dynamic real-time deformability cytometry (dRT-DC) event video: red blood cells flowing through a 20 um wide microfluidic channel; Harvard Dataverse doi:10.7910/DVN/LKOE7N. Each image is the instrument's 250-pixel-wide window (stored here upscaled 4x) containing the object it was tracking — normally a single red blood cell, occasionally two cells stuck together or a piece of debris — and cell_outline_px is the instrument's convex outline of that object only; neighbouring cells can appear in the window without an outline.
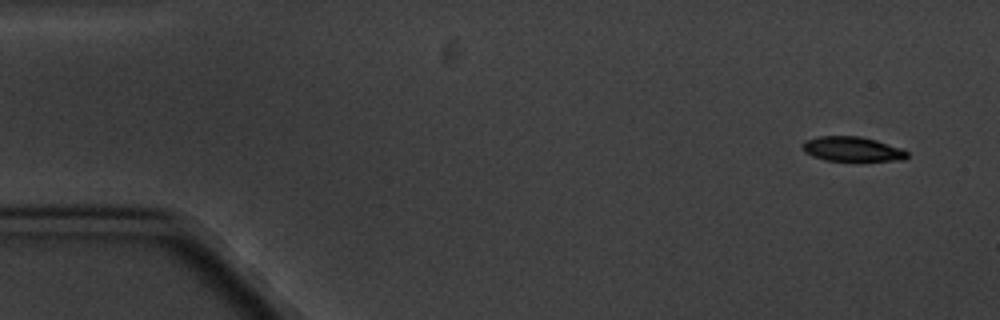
{"species": "common noctule bat (a hibernating species)", "species_latin": "Nyctalus noctula", "temperature_condition": "cold", "stored_images_in_passage": 6, "camera_frame_rate_fps": 3000, "um_per_image_px": 0.085, "animal": {"sex": "male", "body_mass_g": 20.1, "forearm_length_mm": 53.5}, "frame": {"image": 1, "passage_image": 1, "time_ms": 0.0, "image_size_px": [1000, 320], "cell_outline_px": [[908, 156], [904, 160], [824, 160], [812, 156], [804, 152], [800, 144], [804, 140], [816, 136], [860, 136], [876, 140], [900, 148], [908, 152]], "centroid_in_image_um": [72.37, 12.65], "position_along_channel_um": 12.6, "area_um2": 15.03}}
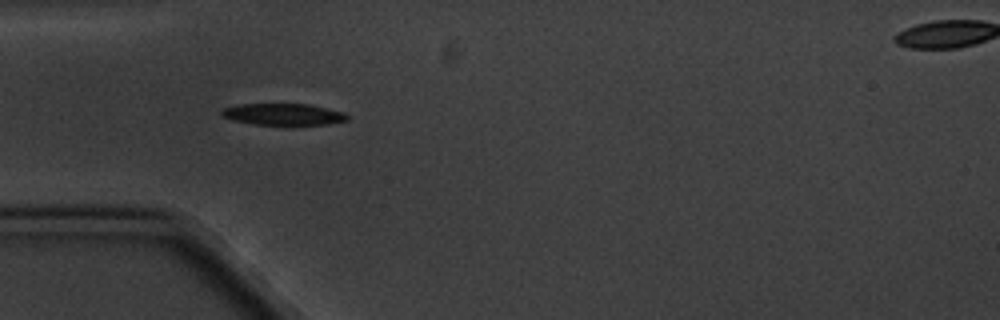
{"frame": {"image": 2, "passage_image": 5, "time_ms": 4.667, "image_size_px": [1000, 320], "cell_outline_px": [[348, 120], [328, 124], [256, 124], [232, 120], [220, 116], [220, 108], [236, 104], [308, 104], [344, 112], [348, 116]], "centroid_in_image_um": [24.0, 9.7], "position_along_channel_um": 61.0, "area_um2": 15.78}}